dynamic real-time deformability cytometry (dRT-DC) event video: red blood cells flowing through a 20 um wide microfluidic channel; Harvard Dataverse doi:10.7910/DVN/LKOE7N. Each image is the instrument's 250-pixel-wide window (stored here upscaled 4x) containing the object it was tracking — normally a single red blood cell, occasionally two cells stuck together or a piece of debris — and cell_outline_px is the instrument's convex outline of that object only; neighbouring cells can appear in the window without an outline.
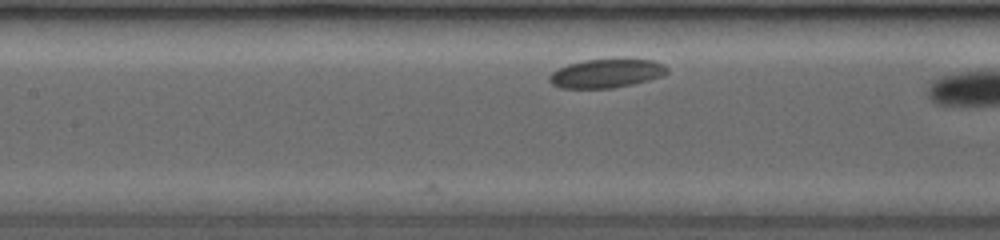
{"species": "common noctule bat (a hibernating species)", "species_latin": "Nyctalus noctula", "temperature_condition": "room temperature", "stored_images_in_passage": 11, "camera_frame_rate_fps": 3500, "um_per_image_px": 0.085, "animal": {"sex": "female", "body_mass_g": 19.0, "forearm_length_mm": 53.3}, "frame": {"image": 1, "passage_image": 11, "time_ms": 2.0, "image_size_px": [1000, 240], "cell_outline_px": [[668, 72], [664, 76], [632, 84], [612, 88], [560, 88], [552, 84], [548, 80], [548, 76], [552, 72], [568, 64], [584, 60], [616, 56], [624, 56], [656, 60], [664, 64], [668, 68]], "centroid_in_image_um": [51.61, 6.18], "position_along_channel_um": 155.8, "area_um2": 20.75}}